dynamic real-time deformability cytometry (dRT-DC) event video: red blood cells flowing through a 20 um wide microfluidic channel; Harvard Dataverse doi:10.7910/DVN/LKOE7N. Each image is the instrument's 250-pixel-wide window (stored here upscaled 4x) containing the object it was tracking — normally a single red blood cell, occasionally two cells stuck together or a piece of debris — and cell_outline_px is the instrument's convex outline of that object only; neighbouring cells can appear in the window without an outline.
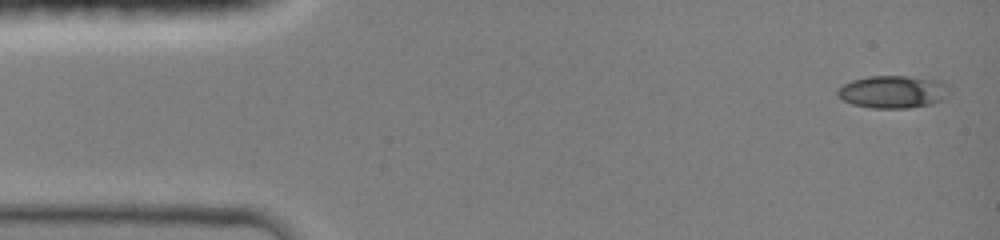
{"species": "common noctule bat (a hibernating species)", "species_latin": "Nyctalus noctula", "temperature_condition": "room temperature", "stored_images_in_passage": 4, "camera_frame_rate_fps": 3000, "um_per_image_px": 0.085, "animal": {"sex": "female", "body_mass_g": 19.0, "forearm_length_mm": 51.5}, "frame": {"image": 1, "passage_image": 1, "time_ms": 0.0, "image_size_px": [1000, 240], "cell_outline_px": [[952, 92], [948, 96], [932, 104], [908, 108], [872, 108], [852, 104], [836, 96], [836, 92], [844, 84], [852, 80], [868, 76], [908, 76], [940, 80]], "centroid_in_image_um": [75.91, 7.8], "position_along_channel_um": 9.1, "area_um2": 21.33}}
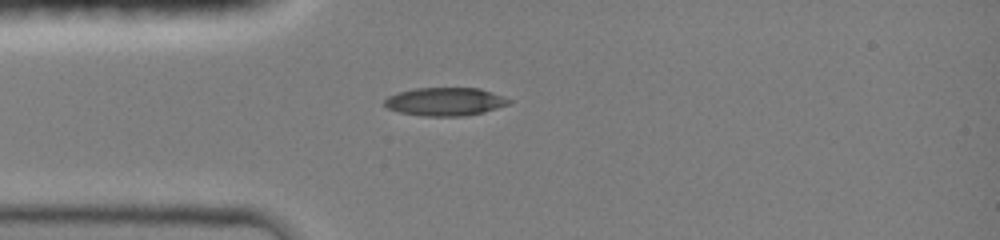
{"frame": {"image": 2, "passage_image": 4, "time_ms": 3.333, "image_size_px": [1000, 240], "cell_outline_px": [[512, 100], [508, 104], [484, 112], [460, 116], [424, 116], [400, 112], [388, 108], [384, 104], [384, 100], [388, 96], [400, 92], [416, 88], [480, 88], [504, 96]], "centroid_in_image_um": [37.85, 8.63], "position_along_channel_um": 47.2, "area_um2": 20.29}}